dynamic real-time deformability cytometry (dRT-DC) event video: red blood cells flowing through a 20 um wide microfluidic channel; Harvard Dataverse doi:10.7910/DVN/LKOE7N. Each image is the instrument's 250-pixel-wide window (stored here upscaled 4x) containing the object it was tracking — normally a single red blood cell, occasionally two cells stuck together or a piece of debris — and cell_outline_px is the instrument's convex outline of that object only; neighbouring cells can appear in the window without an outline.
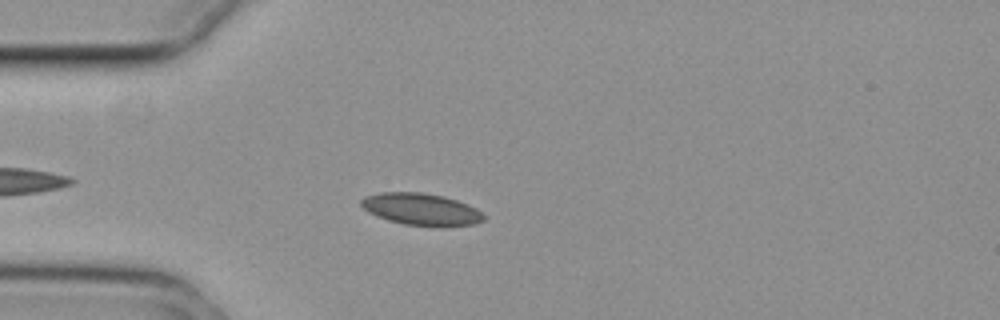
{"species": "common noctule bat (a hibernating species)", "species_latin": "Nyctalus noctula", "temperature_condition": "cold", "stored_images_in_passage": 46, "camera_frame_rate_fps": 3000, "um_per_image_px": 0.085, "animal": {"sex": "female", "body_mass_g": 29.2, "forearm_length_mm": 56.3}, "frame": {"image": 1, "passage_image": 6, "time_ms": 1.667, "image_size_px": [1000, 320], "cell_outline_px": [[484, 220], [476, 224], [444, 228], [440, 228], [404, 224], [388, 220], [376, 216], [368, 212], [360, 204], [360, 200], [364, 196], [380, 192], [420, 192], [444, 196], [468, 204], [476, 208], [484, 216]], "centroid_in_image_um": [35.81, 17.81], "position_along_channel_um": 49.2, "area_um2": 23.29}}
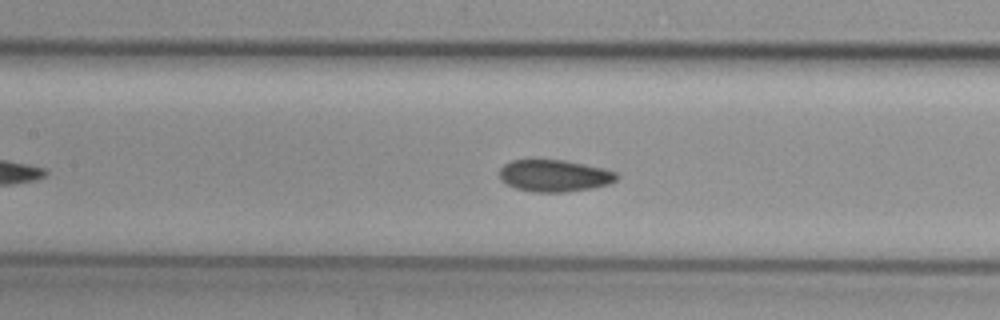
{"frame": {"image": 2, "passage_image": 16, "time_ms": 5.0, "image_size_px": [1000, 320], "cell_outline_px": [[620, 176], [612, 184], [592, 188], [564, 192], [532, 192], [516, 188], [500, 180], [500, 168], [504, 164], [512, 160], [564, 160], [604, 168], [616, 172]], "centroid_in_image_um": [47.16, 14.94], "position_along_channel_um": 160.2, "area_um2": 21.91}}
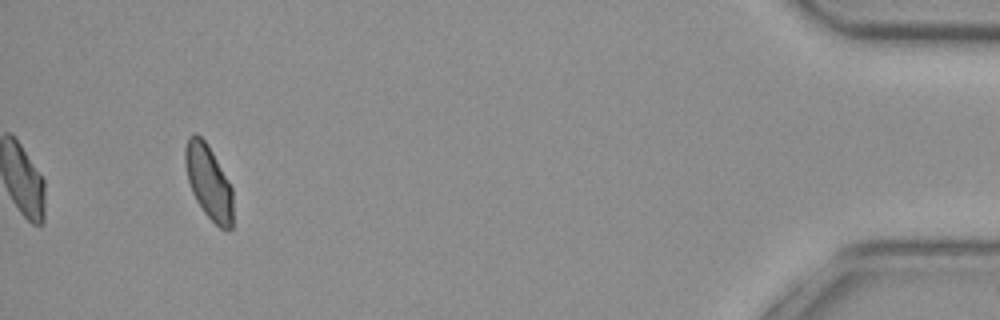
{"frame": {"image": 3, "passage_image": 43, "time_ms": 14.0, "image_size_px": [1000, 320], "cell_outline_px": [[232, 228], [228, 232], [220, 228], [204, 212], [196, 200], [192, 192], [188, 180], [184, 164], [184, 148], [188, 136], [196, 132], [208, 144], [228, 180], [232, 188]], "centroid_in_image_um": [17.72, 15.45], "position_along_channel_um": 417.5, "area_um2": 20.75}, "authors_computed_cell_mechanics": {"area_um2": 21.8195, "velocity_mm_per_s": 3.7108, "shape_relaxation_time_tau1_ms": null, "shape_relaxation_time_tau2_ms": 1.9817, "deformation_change_tau1": null, "deformation_change_tau2": 0.0702}}